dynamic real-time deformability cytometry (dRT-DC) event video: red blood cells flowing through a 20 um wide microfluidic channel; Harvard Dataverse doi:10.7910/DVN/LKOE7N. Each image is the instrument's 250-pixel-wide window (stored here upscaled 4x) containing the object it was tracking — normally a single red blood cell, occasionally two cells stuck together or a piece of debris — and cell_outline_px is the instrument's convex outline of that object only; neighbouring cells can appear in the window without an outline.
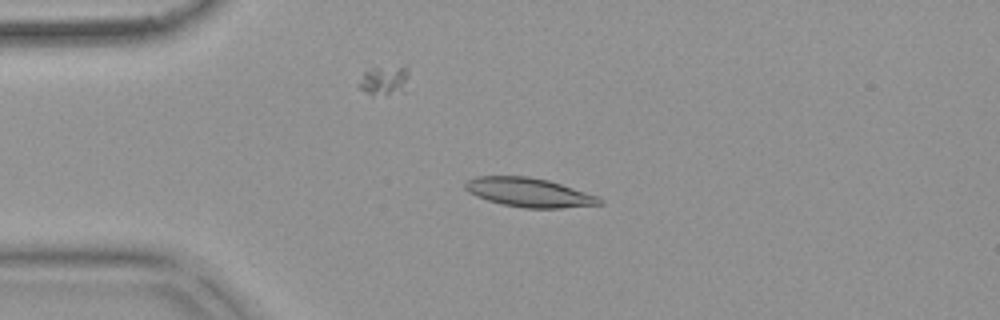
{"species": "common noctule bat (a hibernating species)", "species_latin": "Nyctalus noctula", "temperature_condition": "warm", "stored_images_in_passage": 46, "camera_frame_rate_fps": 3000, "um_per_image_px": 0.085, "animal": {"sex": "female", "body_mass_g": 18.4}, "frame": {"image": 1, "passage_image": 5, "time_ms": 1.333, "image_size_px": [1000, 320], "cell_outline_px": [[604, 204], [560, 208], [524, 208], [500, 204], [476, 196], [468, 192], [464, 188], [464, 184], [468, 180], [476, 176], [528, 176], [548, 180], [596, 196], [604, 200]], "centroid_in_image_um": [44.94, 16.36], "position_along_channel_um": 40.1, "area_um2": 22.66}}
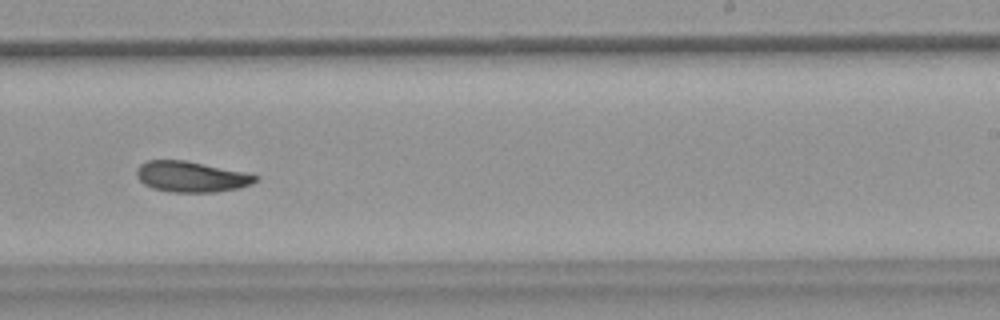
{"frame": {"image": 2, "passage_image": 26, "time_ms": 8.333, "image_size_px": [1000, 320], "cell_outline_px": [[260, 176], [252, 184], [240, 188], [216, 192], [172, 192], [152, 188], [144, 184], [136, 176], [136, 168], [140, 164], [148, 160], [184, 160], [248, 172]], "centroid_in_image_um": [16.28, 15.02], "position_along_channel_um": 272.7, "area_um2": 21.5}}
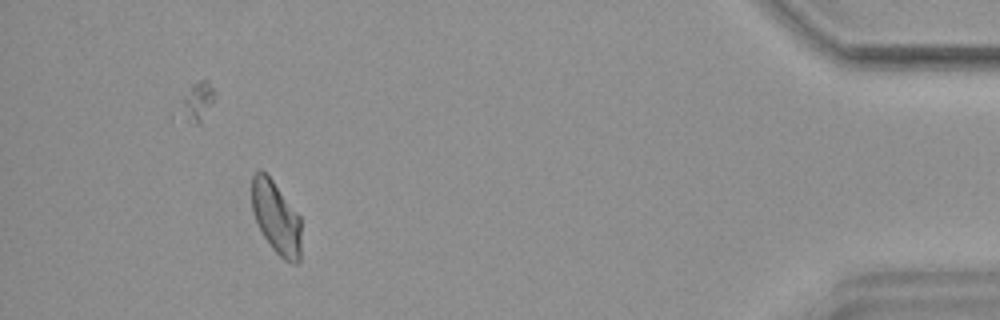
{"frame": {"image": 3, "passage_image": 42, "time_ms": 13.667, "image_size_px": [1000, 320], "cell_outline_px": [[300, 260], [296, 264], [292, 264], [284, 260], [272, 248], [264, 236], [252, 212], [252, 176], [260, 168], [272, 180], [300, 216]], "centroid_in_image_um": [23.47, 18.51], "position_along_channel_um": 411.7, "area_um2": 20.69}}